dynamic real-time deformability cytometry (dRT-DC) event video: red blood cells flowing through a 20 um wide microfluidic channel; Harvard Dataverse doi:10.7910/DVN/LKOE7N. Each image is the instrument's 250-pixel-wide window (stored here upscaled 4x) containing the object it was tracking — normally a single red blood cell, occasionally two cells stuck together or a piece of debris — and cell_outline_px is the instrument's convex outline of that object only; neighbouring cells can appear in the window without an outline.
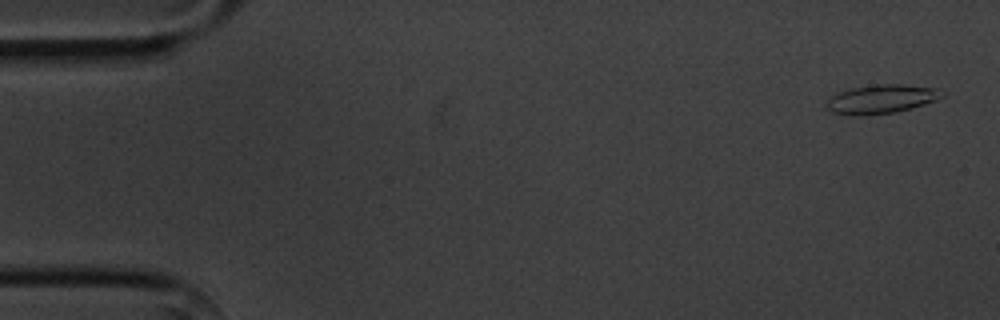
{"species": "common noctule bat (a hibernating species)", "species_latin": "Nyctalus noctula", "temperature_condition": "cold", "stored_images_in_passage": 6, "camera_frame_rate_fps": 3000, "um_per_image_px": 0.085, "animal": {"sex": "male", "body_mass_g": 20.1, "forearm_length_mm": 53.5}, "frame": {"image": 1, "passage_image": 1, "time_ms": 0.0, "image_size_px": [1000, 320], "cell_outline_px": [[944, 96], [936, 100], [912, 108], [896, 112], [860, 116], [848, 116], [832, 112], [824, 104], [832, 96], [840, 92], [852, 88], [876, 84], [904, 84], [936, 88], [944, 92]], "centroid_in_image_um": [74.91, 8.43], "position_along_channel_um": 10.1, "area_um2": 19.54}}